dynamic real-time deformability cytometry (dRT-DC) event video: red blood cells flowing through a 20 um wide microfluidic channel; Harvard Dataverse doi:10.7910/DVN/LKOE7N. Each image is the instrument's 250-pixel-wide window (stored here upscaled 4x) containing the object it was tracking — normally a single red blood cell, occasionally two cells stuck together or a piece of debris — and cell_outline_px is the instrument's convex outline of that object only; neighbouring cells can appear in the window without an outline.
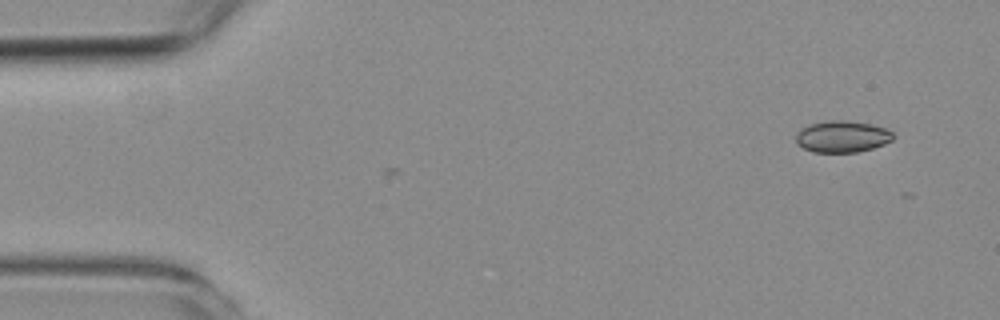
{"species": "common noctule bat (a hibernating species)", "species_latin": "Nyctalus noctula", "temperature_condition": "room temperature", "stored_images_in_passage": 3, "camera_frame_rate_fps": 3000, "um_per_image_px": 0.085, "animal": {"sex": "female", "body_mass_g": 19.3, "forearm_length_mm": 54.1}, "frame": {"image": 1, "passage_image": 1, "time_ms": 0.0, "image_size_px": [1000, 320], "cell_outline_px": [[896, 136], [892, 140], [884, 144], [872, 148], [856, 152], [812, 152], [796, 144], [796, 132], [800, 128], [812, 124], [828, 120], [848, 120], [872, 124], [888, 128]], "centroid_in_image_um": [71.6, 11.6], "position_along_channel_um": 13.4, "area_um2": 18.15}}